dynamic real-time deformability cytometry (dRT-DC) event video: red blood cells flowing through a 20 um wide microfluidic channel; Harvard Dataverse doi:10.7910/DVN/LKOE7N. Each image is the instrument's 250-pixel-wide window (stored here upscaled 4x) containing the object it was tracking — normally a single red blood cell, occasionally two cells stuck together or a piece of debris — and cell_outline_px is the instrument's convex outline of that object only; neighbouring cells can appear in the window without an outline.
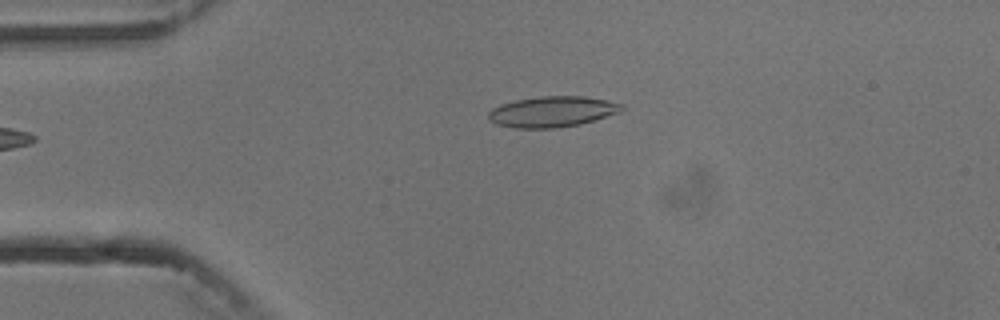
{"species": "common noctule bat (a hibernating species)", "species_latin": "Nyctalus noctula", "temperature_condition": "cold", "stored_images_in_passage": 6, "camera_frame_rate_fps": 3000, "um_per_image_px": 0.085, "animal": {"sex": "male", "body_mass_g": 13.3}, "frame": {"image": 1, "passage_image": 6, "time_ms": 6.0, "image_size_px": [1000, 320], "cell_outline_px": [[624, 108], [620, 112], [580, 124], [556, 128], [516, 128], [496, 124], [488, 116], [488, 112], [492, 108], [500, 104], [516, 100], [540, 96], [584, 96], [624, 104]], "centroid_in_image_um": [46.94, 9.49], "position_along_channel_um": 38.1, "area_um2": 23.76}}